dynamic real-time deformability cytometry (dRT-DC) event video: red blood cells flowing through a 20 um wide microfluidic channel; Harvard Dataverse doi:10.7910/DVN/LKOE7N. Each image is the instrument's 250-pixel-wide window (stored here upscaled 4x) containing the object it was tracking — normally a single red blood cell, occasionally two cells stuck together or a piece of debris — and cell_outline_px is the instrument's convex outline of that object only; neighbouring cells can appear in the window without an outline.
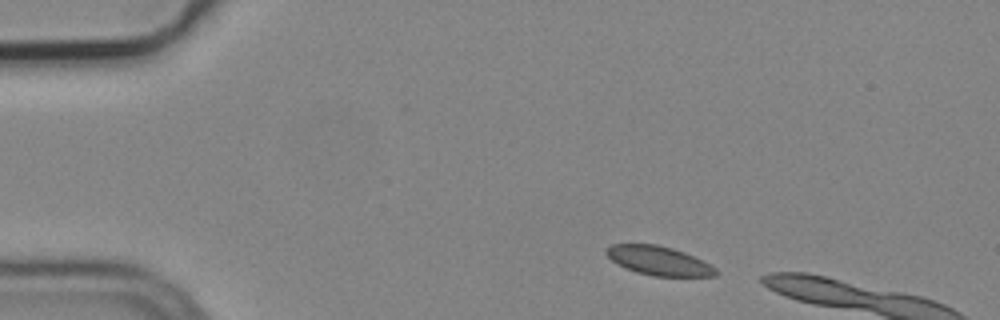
{"species": "common noctule bat (a hibernating species)", "species_latin": "Nyctalus noctula", "temperature_condition": "cold", "stored_images_in_passage": 2, "camera_frame_rate_fps": 3000, "um_per_image_px": 0.085, "animal": {"sex": "male", "body_mass_g": 19.2, "forearm_length_mm": 51.8}, "frame": {"image": 1, "passage_image": 1, "time_ms": 0.0, "image_size_px": [1000, 320], "cell_outline_px": [[716, 276], [652, 276], [636, 272], [612, 260], [604, 252], [612, 244], [656, 244], [672, 248], [684, 252], [704, 260], [716, 268]], "centroid_in_image_um": [56.03, 22.16], "position_along_channel_um": 29.0, "area_um2": 18.32}}